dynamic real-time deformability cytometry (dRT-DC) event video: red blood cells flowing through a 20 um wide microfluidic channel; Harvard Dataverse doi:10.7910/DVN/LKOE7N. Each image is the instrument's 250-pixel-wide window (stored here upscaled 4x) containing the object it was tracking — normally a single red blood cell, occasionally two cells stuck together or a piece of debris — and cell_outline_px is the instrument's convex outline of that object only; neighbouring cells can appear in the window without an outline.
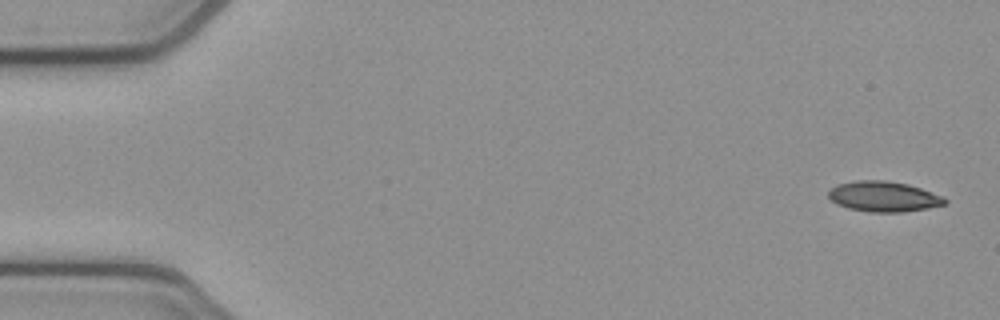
{"species": "common noctule bat (a hibernating species)", "species_latin": "Nyctalus noctula", "temperature_condition": "cold", "stored_images_in_passage": 4, "camera_frame_rate_fps": 3000, "um_per_image_px": 0.085, "animal": {"sex": "female", "body_mass_g": 21.9}, "frame": {"image": 1, "passage_image": 1, "time_ms": 0.0, "image_size_px": [1000, 320], "cell_outline_px": [[948, 204], [928, 208], [904, 212], [868, 212], [848, 208], [836, 204], [828, 196], [828, 192], [832, 188], [840, 184], [856, 180], [884, 180], [908, 184], [944, 196], [948, 200]], "centroid_in_image_um": [75.15, 16.71], "position_along_channel_um": 9.8, "area_um2": 20.69}}
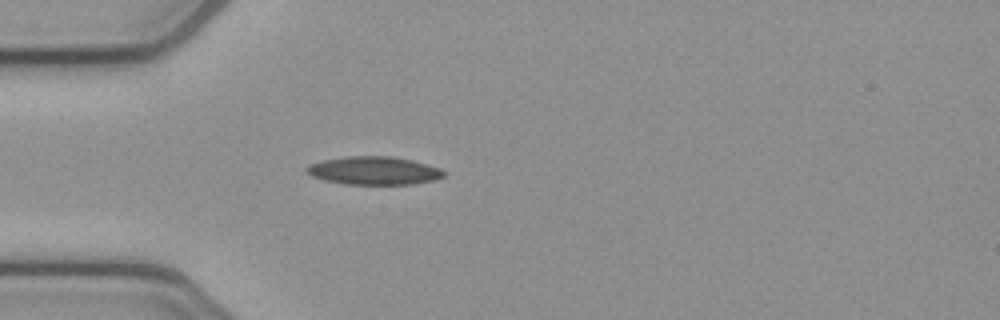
{"frame": {"image": 2, "passage_image": 4, "time_ms": 1.0, "image_size_px": [1000, 320], "cell_outline_px": [[448, 172], [444, 176], [432, 180], [412, 184], [344, 184], [324, 180], [312, 176], [304, 172], [304, 168], [312, 164], [324, 160], [344, 156], [392, 156], [412, 160], [428, 164], [440, 168]], "centroid_in_image_um": [31.79, 14.5], "position_along_channel_um": 53.2, "area_um2": 22.6}}